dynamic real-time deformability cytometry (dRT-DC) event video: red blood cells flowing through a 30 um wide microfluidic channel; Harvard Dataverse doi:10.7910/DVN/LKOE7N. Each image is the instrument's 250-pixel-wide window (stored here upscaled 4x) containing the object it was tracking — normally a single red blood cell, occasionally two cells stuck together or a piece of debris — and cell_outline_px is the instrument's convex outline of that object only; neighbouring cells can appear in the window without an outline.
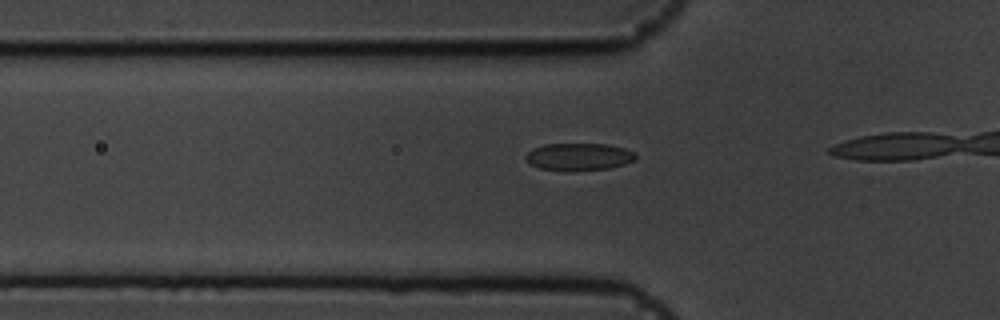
{"species": "common noctule bat (a hibernating species)", "species_latin": "Nyctalus noctula", "temperature_condition": "cold", "stored_images_in_passage": 18, "camera_frame_rate_fps": 3000, "um_per_image_px": 0.085, "animal": {"sex": "male", "body_mass_g": 19.5, "forearm_length_mm": 54.6}, "frame": {"image": 1, "passage_image": 13, "time_ms": 4.0, "image_size_px": [1000, 320], "cell_outline_px": [[636, 160], [624, 164], [608, 168], [576, 172], [564, 172], [540, 168], [532, 164], [524, 156], [532, 148], [544, 144], [608, 144], [624, 148], [636, 152]], "centroid_in_image_um": [49.22, 13.34], "position_along_channel_um": 76.6, "area_um2": 17.86}}
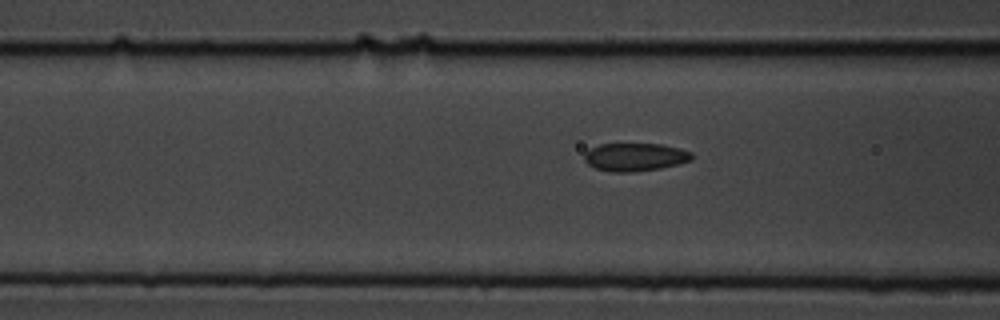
{"frame": {"image": 2, "passage_image": 16, "time_ms": 5.0, "image_size_px": [1000, 320], "cell_outline_px": [[692, 160], [660, 168], [632, 172], [612, 172], [596, 168], [588, 164], [584, 160], [584, 152], [588, 148], [600, 144], [664, 144], [680, 148], [692, 152]], "centroid_in_image_um": [53.95, 13.34], "position_along_channel_um": 112.6, "area_um2": 17.63}}